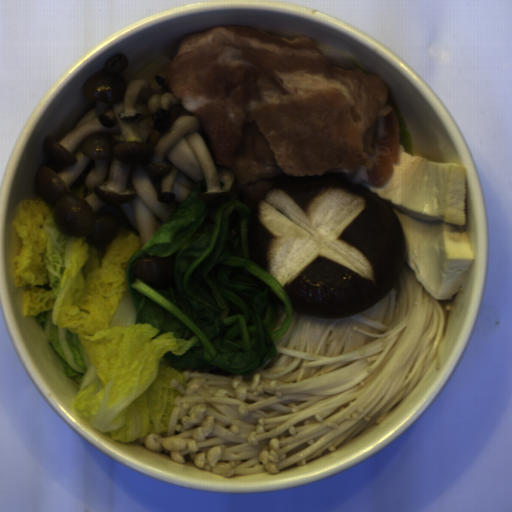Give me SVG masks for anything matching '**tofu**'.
Returning <instances> with one entry per match:
<instances>
[{"label":"tofu","instance_id":"5b9d583a","mask_svg":"<svg viewBox=\"0 0 512 512\" xmlns=\"http://www.w3.org/2000/svg\"><path fill=\"white\" fill-rule=\"evenodd\" d=\"M362 186L394 212L405 234L403 261L423 287L436 299H453L474 258L463 228L467 225L463 165L410 155L398 144V157L386 185Z\"/></svg>","mask_w":512,"mask_h":512}]
</instances>
